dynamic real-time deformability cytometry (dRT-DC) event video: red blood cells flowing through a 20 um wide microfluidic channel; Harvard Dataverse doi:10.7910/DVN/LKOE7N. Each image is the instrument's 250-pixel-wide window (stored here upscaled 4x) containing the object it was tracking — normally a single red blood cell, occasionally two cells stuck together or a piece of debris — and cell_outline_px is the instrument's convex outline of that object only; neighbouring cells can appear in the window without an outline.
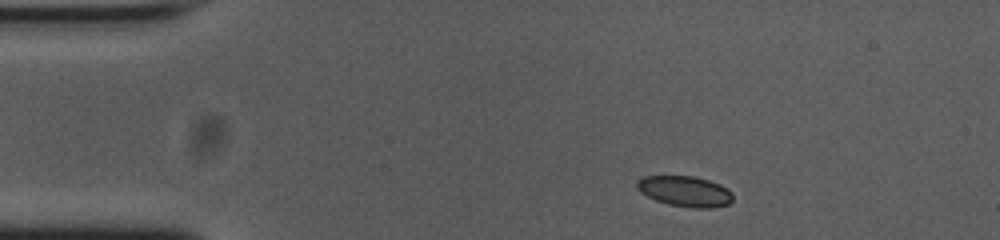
{"species": "common noctule bat (a hibernating species)", "species_latin": "Nyctalus noctula", "temperature_condition": "cold", "stored_images_in_passage": 46, "camera_frame_rate_fps": 3000, "um_per_image_px": 0.085, "animal": {"sex": "female", "body_mass_g": 23.0, "forearm_length_mm": 53.4}, "frame": {"image": 1, "passage_image": 1, "time_ms": 0.0, "image_size_px": [1000, 240], "cell_outline_px": [[732, 200], [728, 204], [712, 208], [696, 208], [668, 204], [656, 200], [640, 192], [636, 188], [636, 180], [644, 176], [692, 176], [708, 180], [720, 184], [728, 188], [732, 192]], "centroid_in_image_um": [58.22, 16.25], "position_along_channel_um": 26.8, "area_um2": 17.11}}
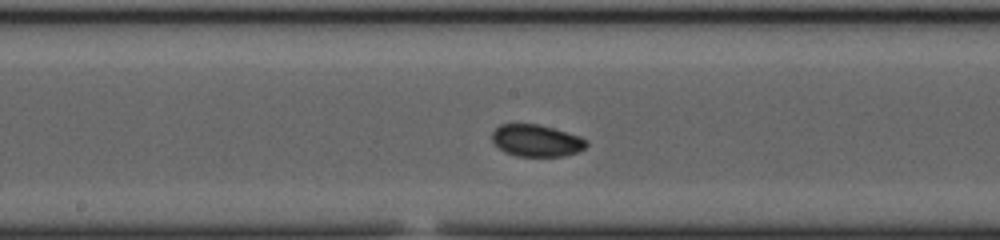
{"frame": {"image": 2, "passage_image": 20, "time_ms": 6.333, "image_size_px": [1000, 240], "cell_outline_px": [[588, 144], [584, 148], [576, 152], [564, 156], [516, 156], [504, 152], [492, 140], [492, 132], [500, 124], [536, 124], [552, 128], [580, 136], [588, 140]], "centroid_in_image_um": [45.6, 11.95], "position_along_channel_um": 202.6, "area_um2": 17.46}}
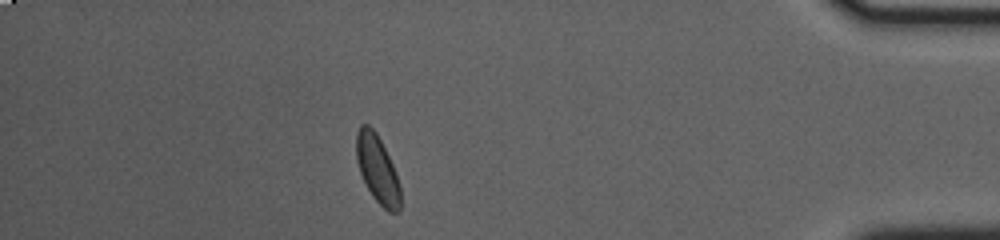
{"frame": {"image": 3, "passage_image": 40, "time_ms": 13.0, "image_size_px": [1000, 240], "cell_outline_px": [[400, 212], [388, 212], [372, 196], [360, 172], [356, 160], [356, 132], [360, 124], [368, 124], [376, 132], [396, 172], [400, 184]], "centroid_in_image_um": [32.07, 14.37], "position_along_channel_um": 403.1, "area_um2": 17.34}, "authors_computed_cell_mechanics": {"area_um2": 17.4556, "velocity_mm_per_s": 3.7257, "shape_relaxation_time_tau1_ms": 2.3317, "shape_relaxation_time_tau2_ms": null, "deformation_change_tau1": 0.0563, "deformation_change_tau2": null}}